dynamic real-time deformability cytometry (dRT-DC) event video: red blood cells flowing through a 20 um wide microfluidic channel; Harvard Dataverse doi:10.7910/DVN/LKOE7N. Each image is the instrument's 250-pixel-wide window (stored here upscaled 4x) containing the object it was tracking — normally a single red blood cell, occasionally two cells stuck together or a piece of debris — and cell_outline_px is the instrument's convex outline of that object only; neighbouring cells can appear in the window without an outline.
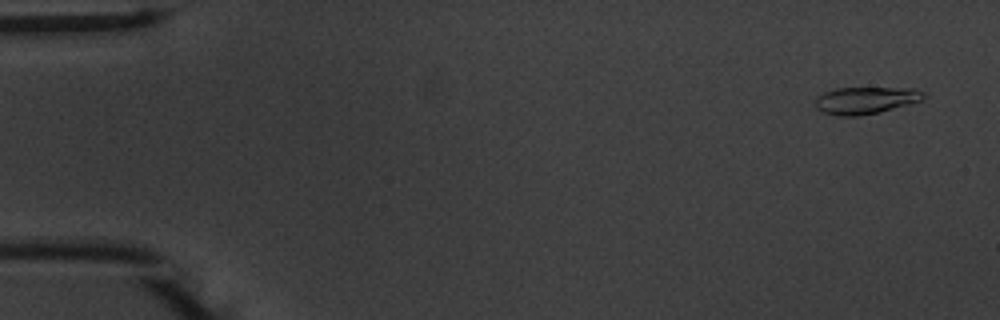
{"species": "common noctule bat (a hibernating species)", "species_latin": "Nyctalus noctula", "temperature_condition": "warm", "stored_images_in_passage": 54, "camera_frame_rate_fps": 3000, "um_per_image_px": 0.085, "animal": {"sex": "male", "body_mass_g": 20.1, "forearm_length_mm": 53.5}, "frame": {"image": 1, "passage_image": 3, "time_ms": 0.667, "image_size_px": [1000, 320], "cell_outline_px": [[924, 96], [920, 100], [908, 104], [880, 112], [860, 116], [836, 116], [824, 112], [816, 108], [816, 96], [824, 92], [836, 88], [916, 88], [924, 92]], "centroid_in_image_um": [73.55, 8.53], "position_along_channel_um": 11.5, "area_um2": 17.05}}
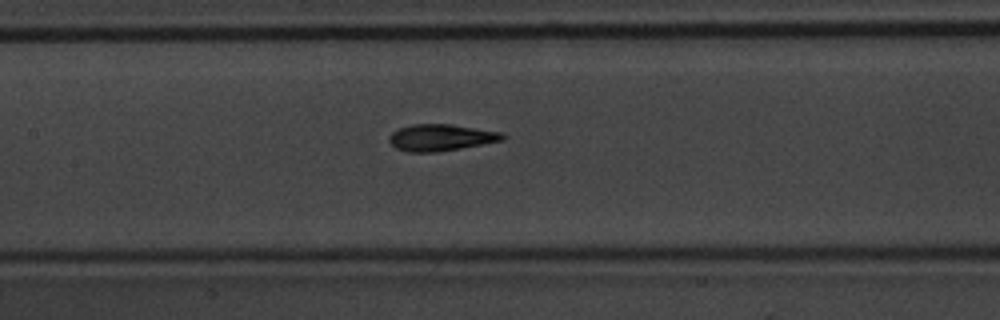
{"frame": {"image": 2, "passage_image": 26, "time_ms": 8.333, "image_size_px": [1000, 320], "cell_outline_px": [[508, 136], [504, 140], [440, 152], [408, 152], [396, 148], [388, 140], [388, 136], [392, 132], [400, 128], [412, 124], [452, 124], [500, 132]], "centroid_in_image_um": [37.48, 11.69], "position_along_channel_um": 169.9, "area_um2": 17.69}}
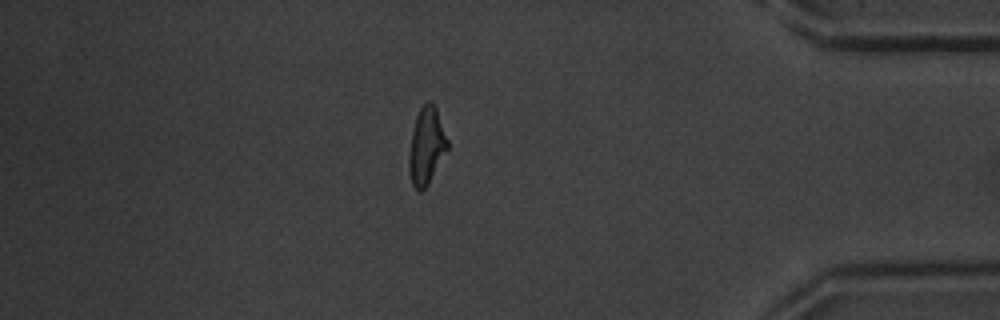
{"frame": {"image": 3, "passage_image": 47, "time_ms": 15.333, "image_size_px": [1000, 320], "cell_outline_px": [[448, 148], [428, 184], [420, 192], [412, 184], [408, 172], [408, 160], [412, 132], [416, 116], [420, 108], [428, 100], [436, 108], [448, 140]], "centroid_in_image_um": [36.23, 12.42], "position_along_channel_um": 399.0, "area_um2": 17.05}, "authors_computed_cell_mechanics": {"area_um2": 17.1377, "velocity_mm_per_s": 3.75, "shape_relaxation_time_tau1_ms": 3.8609, "shape_relaxation_time_tau2_ms": 1.7505, "deformation_change_tau1": 0.1692, "deformation_change_tau2": 0.0839}}